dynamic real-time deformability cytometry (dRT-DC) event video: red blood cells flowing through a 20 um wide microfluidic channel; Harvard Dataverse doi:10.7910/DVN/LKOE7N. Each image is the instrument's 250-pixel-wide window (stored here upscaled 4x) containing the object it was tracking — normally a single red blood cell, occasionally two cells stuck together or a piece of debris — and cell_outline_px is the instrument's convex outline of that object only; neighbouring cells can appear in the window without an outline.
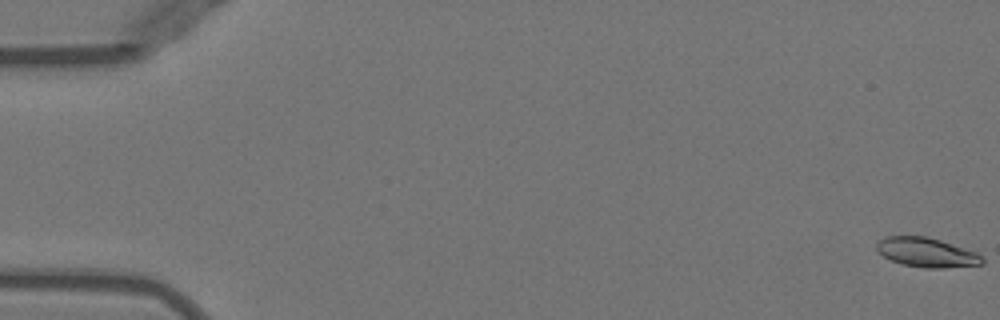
{"species": "Egyptian fruit bat (a non-hibernating species)", "species_latin": "Rousettus aegyptiacus", "temperature_condition": "warm", "stored_images_in_passage": 52, "camera_frame_rate_fps": 3000, "um_per_image_px": 0.085, "animal": {"sex": "female"}, "frame": {"image": 1, "passage_image": 1, "time_ms": 0.0, "image_size_px": [1000, 320], "cell_outline_px": [[984, 264], [944, 268], [924, 268], [900, 264], [876, 252], [876, 244], [884, 236], [928, 236], [976, 252], [984, 260]], "centroid_in_image_um": [78.73, 21.46], "position_along_channel_um": 6.3, "area_um2": 18.15}}
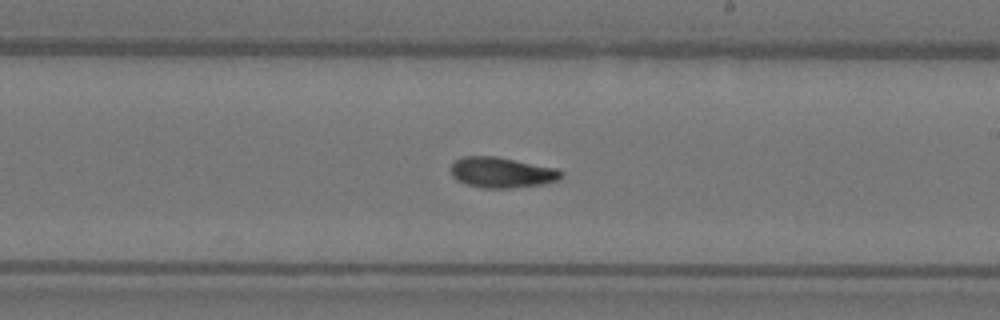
{"frame": {"image": 2, "passage_image": 31, "time_ms": 10.0, "image_size_px": [1000, 320], "cell_outline_px": [[564, 176], [560, 180], [544, 184], [512, 188], [480, 188], [456, 180], [452, 176], [452, 164], [456, 160], [464, 156], [496, 156], [556, 168], [564, 172]], "centroid_in_image_um": [42.7, 14.67], "position_along_channel_um": 246.3, "area_um2": 19.77}}
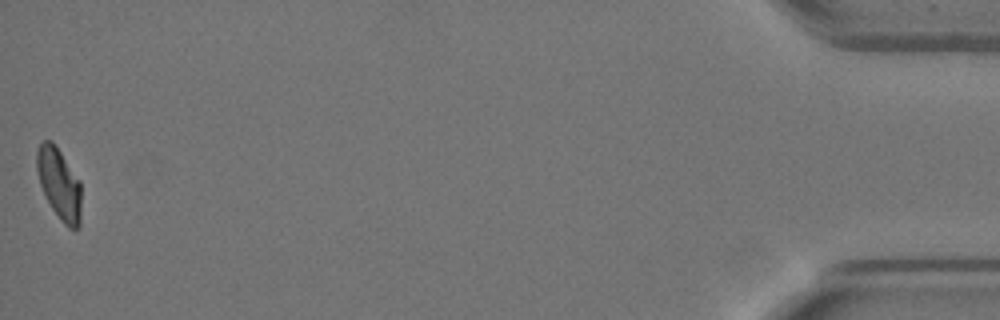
{"frame": {"image": 3, "passage_image": 52, "time_ms": 17.0, "image_size_px": [1000, 320], "cell_outline_px": [[80, 228], [68, 228], [60, 220], [44, 196], [40, 184], [36, 168], [36, 152], [40, 144], [44, 140], [52, 140], [80, 180]], "centroid_in_image_um": [5.02, 15.62], "position_along_channel_um": 430.2, "area_um2": 18.5}, "authors_computed_cell_mechanics": {"area_um2": 18.9295, "velocity_mm_per_s": 3.9808, "shape_relaxation_time_tau1_ms": 10.3141, "shape_relaxation_time_tau2_ms": 7.4437, "deformation_change_tau1": 0.2817, "deformation_change_tau2": 0.1517}}